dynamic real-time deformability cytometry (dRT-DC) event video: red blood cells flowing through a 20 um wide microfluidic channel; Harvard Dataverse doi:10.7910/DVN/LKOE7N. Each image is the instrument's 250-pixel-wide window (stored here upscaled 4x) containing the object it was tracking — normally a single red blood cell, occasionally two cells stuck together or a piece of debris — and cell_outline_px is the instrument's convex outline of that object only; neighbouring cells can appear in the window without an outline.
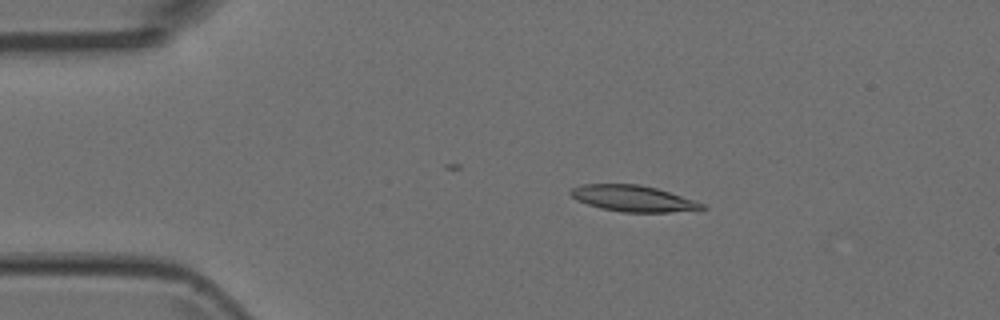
{"species": "Egyptian fruit bat (a non-hibernating species)", "species_latin": "Rousettus aegyptiacus", "temperature_condition": "room temperature", "stored_images_in_passage": 4, "camera_frame_rate_fps": 3000, "um_per_image_px": 0.085, "animal": {"sex": "female"}, "frame": {"image": 1, "passage_image": 2, "time_ms": 0.333, "image_size_px": [1000, 320], "cell_outline_px": [[708, 208], [668, 212], [624, 212], [600, 208], [576, 200], [568, 192], [572, 188], [580, 184], [640, 184], [656, 188], [704, 204]], "centroid_in_image_um": [53.74, 16.86], "position_along_channel_um": 31.3, "area_um2": 19.77}}